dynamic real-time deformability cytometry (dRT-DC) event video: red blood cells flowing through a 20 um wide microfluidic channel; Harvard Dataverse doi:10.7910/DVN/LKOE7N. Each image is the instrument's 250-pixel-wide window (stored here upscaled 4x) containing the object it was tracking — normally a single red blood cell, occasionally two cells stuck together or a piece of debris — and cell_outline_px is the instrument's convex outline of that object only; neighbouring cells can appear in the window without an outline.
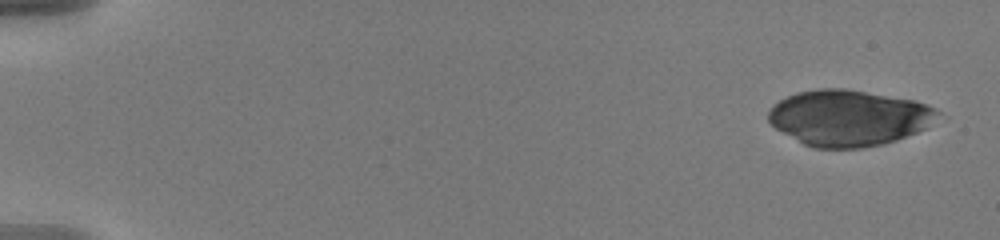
{"species": "human", "species_latin": "Homo sapiens", "temperature_condition": "warm", "stored_images_in_passage": 54, "camera_frame_rate_fps": 3000, "um_per_image_px": 0.085, "donor": {"sex": "male"}, "frame": {"image": 1, "passage_image": 1, "time_ms": 0.0, "image_size_px": [1000, 240], "cell_outline_px": [[940, 112], [928, 128], [896, 140], [884, 144], [864, 148], [812, 148], [804, 144], [776, 128], [768, 120], [768, 112], [772, 104], [796, 92], [820, 88], [844, 88], [916, 100], [936, 108]], "centroid_in_image_um": [72.16, 10.01], "position_along_channel_um": 12.8, "area_um2": 55.43}}
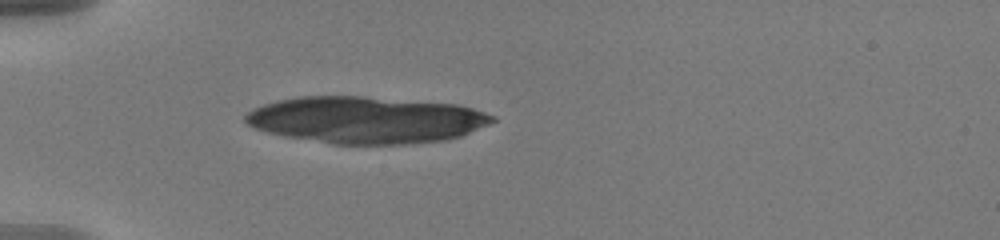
{"frame": {"image": 2, "passage_image": 16, "time_ms": 5.0, "image_size_px": [1000, 240], "cell_outline_px": [[496, 120], [488, 124], [460, 136], [444, 140], [408, 144], [332, 144], [284, 136], [268, 132], [256, 128], [248, 124], [244, 120], [244, 116], [252, 108], [276, 100], [296, 96], [364, 96], [456, 104], [472, 108], [496, 116]], "centroid_in_image_um": [31.08, 10.18], "position_along_channel_um": 53.9, "area_um2": 67.45}}